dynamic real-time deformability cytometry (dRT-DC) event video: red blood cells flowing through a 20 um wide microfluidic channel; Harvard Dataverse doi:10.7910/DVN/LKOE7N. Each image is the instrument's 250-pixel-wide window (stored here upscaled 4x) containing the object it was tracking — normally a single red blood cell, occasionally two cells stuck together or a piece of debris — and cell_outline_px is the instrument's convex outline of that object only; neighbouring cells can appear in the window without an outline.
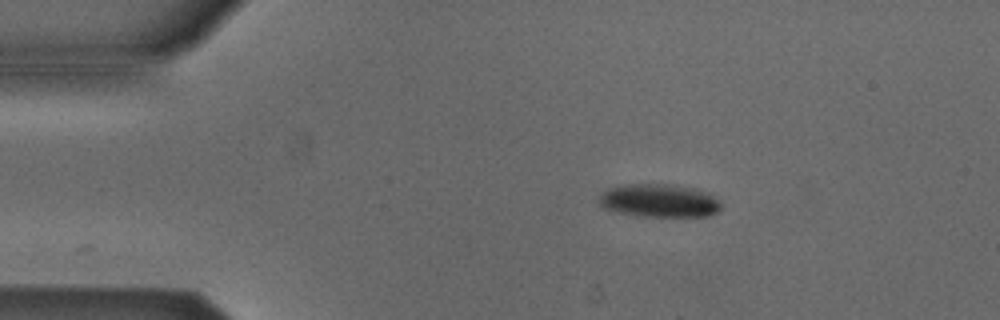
{"species": "Egyptian fruit bat (a non-hibernating species)", "species_latin": "Rousettus aegyptiacus", "temperature_condition": "cold", "stored_images_in_passage": 44, "camera_frame_rate_fps": 3000, "um_per_image_px": 0.085, "animal": {"sex": "male"}, "frame": {"image": 1, "passage_image": 1, "time_ms": 0.0, "image_size_px": [1000, 320], "cell_outline_px": [[720, 208], [716, 212], [708, 216], [644, 216], [620, 212], [604, 208], [600, 204], [600, 196], [608, 188], [624, 184], [664, 184], [696, 188], [708, 192], [720, 200]], "centroid_in_image_um": [56.07, 17.04], "position_along_channel_um": 28.9, "area_um2": 23.41}}
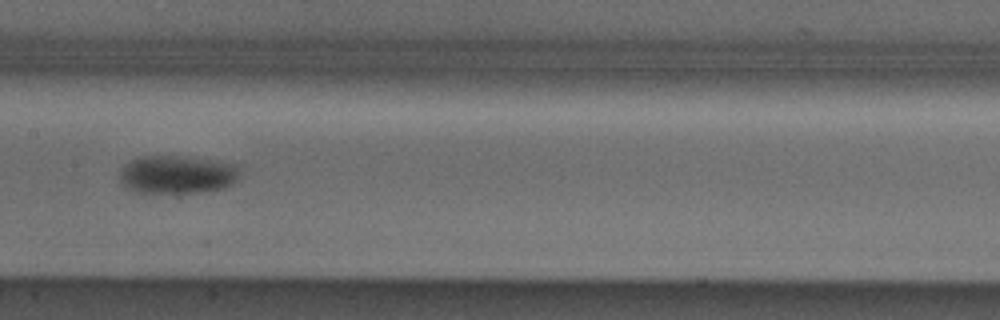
{"frame": {"image": 2, "passage_image": 18, "time_ms": 5.667, "image_size_px": [1000, 320], "cell_outline_px": [[240, 168], [236, 180], [232, 184], [224, 188], [204, 192], [136, 192], [128, 188], [120, 180], [120, 172], [124, 164], [132, 160], [144, 156], [176, 156], [216, 160], [240, 164]], "centroid_in_image_um": [15.11, 14.82], "position_along_channel_um": 192.3, "area_um2": 26.7}}
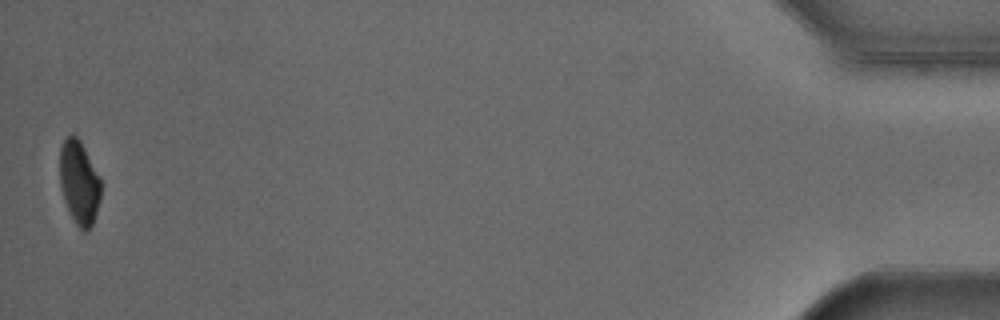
{"frame": {"image": 3, "passage_image": 44, "time_ms": 14.333, "image_size_px": [1000, 320], "cell_outline_px": [[100, 200], [92, 224], [88, 232], [84, 232], [76, 224], [64, 200], [60, 184], [60, 148], [64, 140], [68, 136], [76, 136], [80, 140], [100, 180]], "centroid_in_image_um": [6.72, 15.54], "position_along_channel_um": 428.5, "area_um2": 19.54}, "authors_computed_cell_mechanics": {"area_um2": 24.7384, "velocity_mm_per_s": 3.8609, "shape_relaxation_time_tau1_ms": 2.7718, "shape_relaxation_time_tau2_ms": null, "deformation_change_tau1": 0.0837, "deformation_change_tau2": null}}